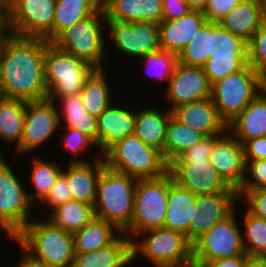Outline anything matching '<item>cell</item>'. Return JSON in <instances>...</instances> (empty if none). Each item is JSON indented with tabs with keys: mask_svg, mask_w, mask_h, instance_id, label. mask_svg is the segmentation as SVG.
<instances>
[{
	"mask_svg": "<svg viewBox=\"0 0 266 267\" xmlns=\"http://www.w3.org/2000/svg\"><path fill=\"white\" fill-rule=\"evenodd\" d=\"M46 40L9 33L0 48V84L3 96L25 101L48 98L44 79Z\"/></svg>",
	"mask_w": 266,
	"mask_h": 267,
	"instance_id": "6da1fadb",
	"label": "cell"
},
{
	"mask_svg": "<svg viewBox=\"0 0 266 267\" xmlns=\"http://www.w3.org/2000/svg\"><path fill=\"white\" fill-rule=\"evenodd\" d=\"M137 181L135 177L105 167L97 183L94 216L124 233L133 218Z\"/></svg>",
	"mask_w": 266,
	"mask_h": 267,
	"instance_id": "7a4b0ae2",
	"label": "cell"
},
{
	"mask_svg": "<svg viewBox=\"0 0 266 267\" xmlns=\"http://www.w3.org/2000/svg\"><path fill=\"white\" fill-rule=\"evenodd\" d=\"M102 158L108 169L137 179L158 178L169 172L162 152L144 144L135 134L113 143Z\"/></svg>",
	"mask_w": 266,
	"mask_h": 267,
	"instance_id": "3957f363",
	"label": "cell"
},
{
	"mask_svg": "<svg viewBox=\"0 0 266 267\" xmlns=\"http://www.w3.org/2000/svg\"><path fill=\"white\" fill-rule=\"evenodd\" d=\"M15 239L34 257L56 267H73V234L62 230L48 218L34 217Z\"/></svg>",
	"mask_w": 266,
	"mask_h": 267,
	"instance_id": "277c9868",
	"label": "cell"
},
{
	"mask_svg": "<svg viewBox=\"0 0 266 267\" xmlns=\"http://www.w3.org/2000/svg\"><path fill=\"white\" fill-rule=\"evenodd\" d=\"M173 180L170 172L158 178L138 179L133 218L130 227L124 232L131 241L144 231L164 227L169 184Z\"/></svg>",
	"mask_w": 266,
	"mask_h": 267,
	"instance_id": "5b68a950",
	"label": "cell"
},
{
	"mask_svg": "<svg viewBox=\"0 0 266 267\" xmlns=\"http://www.w3.org/2000/svg\"><path fill=\"white\" fill-rule=\"evenodd\" d=\"M103 21V22H102ZM107 19L102 7L91 16L73 24L52 43L60 50L85 60L96 69L104 68Z\"/></svg>",
	"mask_w": 266,
	"mask_h": 267,
	"instance_id": "8992f818",
	"label": "cell"
},
{
	"mask_svg": "<svg viewBox=\"0 0 266 267\" xmlns=\"http://www.w3.org/2000/svg\"><path fill=\"white\" fill-rule=\"evenodd\" d=\"M85 60L57 48L46 41L44 79L48 97H66L79 94L86 79L95 70Z\"/></svg>",
	"mask_w": 266,
	"mask_h": 267,
	"instance_id": "52a82bcc",
	"label": "cell"
},
{
	"mask_svg": "<svg viewBox=\"0 0 266 267\" xmlns=\"http://www.w3.org/2000/svg\"><path fill=\"white\" fill-rule=\"evenodd\" d=\"M136 239L132 241L133 262L141 255L154 267H177L192 259V243L178 231L150 229Z\"/></svg>",
	"mask_w": 266,
	"mask_h": 267,
	"instance_id": "ba28073f",
	"label": "cell"
},
{
	"mask_svg": "<svg viewBox=\"0 0 266 267\" xmlns=\"http://www.w3.org/2000/svg\"><path fill=\"white\" fill-rule=\"evenodd\" d=\"M4 158L3 155L0 158V229L11 240L34 218V204L22 183V175L18 177Z\"/></svg>",
	"mask_w": 266,
	"mask_h": 267,
	"instance_id": "9c48e42d",
	"label": "cell"
},
{
	"mask_svg": "<svg viewBox=\"0 0 266 267\" xmlns=\"http://www.w3.org/2000/svg\"><path fill=\"white\" fill-rule=\"evenodd\" d=\"M263 76L247 64L211 86V99L227 125L261 93Z\"/></svg>",
	"mask_w": 266,
	"mask_h": 267,
	"instance_id": "30bf717a",
	"label": "cell"
},
{
	"mask_svg": "<svg viewBox=\"0 0 266 267\" xmlns=\"http://www.w3.org/2000/svg\"><path fill=\"white\" fill-rule=\"evenodd\" d=\"M236 209L192 243V259L208 264L216 259L246 254Z\"/></svg>",
	"mask_w": 266,
	"mask_h": 267,
	"instance_id": "8fae6325",
	"label": "cell"
},
{
	"mask_svg": "<svg viewBox=\"0 0 266 267\" xmlns=\"http://www.w3.org/2000/svg\"><path fill=\"white\" fill-rule=\"evenodd\" d=\"M56 0H10L9 33L53 42Z\"/></svg>",
	"mask_w": 266,
	"mask_h": 267,
	"instance_id": "7c38bea8",
	"label": "cell"
},
{
	"mask_svg": "<svg viewBox=\"0 0 266 267\" xmlns=\"http://www.w3.org/2000/svg\"><path fill=\"white\" fill-rule=\"evenodd\" d=\"M110 45L117 54L122 53L133 59L141 58L160 49L159 25L154 22L107 21ZM110 33V34H109Z\"/></svg>",
	"mask_w": 266,
	"mask_h": 267,
	"instance_id": "4fadbf2b",
	"label": "cell"
},
{
	"mask_svg": "<svg viewBox=\"0 0 266 267\" xmlns=\"http://www.w3.org/2000/svg\"><path fill=\"white\" fill-rule=\"evenodd\" d=\"M61 126L58 110L54 101L47 99L27 101L23 134L20 145L14 149L25 155L42 147L50 141ZM25 153V154H24Z\"/></svg>",
	"mask_w": 266,
	"mask_h": 267,
	"instance_id": "5bb4252c",
	"label": "cell"
},
{
	"mask_svg": "<svg viewBox=\"0 0 266 267\" xmlns=\"http://www.w3.org/2000/svg\"><path fill=\"white\" fill-rule=\"evenodd\" d=\"M247 64V42L217 22V49L203 66L210 84L242 70Z\"/></svg>",
	"mask_w": 266,
	"mask_h": 267,
	"instance_id": "9a60e30c",
	"label": "cell"
},
{
	"mask_svg": "<svg viewBox=\"0 0 266 267\" xmlns=\"http://www.w3.org/2000/svg\"><path fill=\"white\" fill-rule=\"evenodd\" d=\"M169 172L174 181L195 195L222 193L231 188L209 160H174Z\"/></svg>",
	"mask_w": 266,
	"mask_h": 267,
	"instance_id": "2e32d148",
	"label": "cell"
},
{
	"mask_svg": "<svg viewBox=\"0 0 266 267\" xmlns=\"http://www.w3.org/2000/svg\"><path fill=\"white\" fill-rule=\"evenodd\" d=\"M211 86L203 67L178 62L164 92L171 106L168 109L172 111L177 106L211 98Z\"/></svg>",
	"mask_w": 266,
	"mask_h": 267,
	"instance_id": "e0dca14e",
	"label": "cell"
},
{
	"mask_svg": "<svg viewBox=\"0 0 266 267\" xmlns=\"http://www.w3.org/2000/svg\"><path fill=\"white\" fill-rule=\"evenodd\" d=\"M239 201L238 192L232 187L222 193L197 195L190 224V242L230 215Z\"/></svg>",
	"mask_w": 266,
	"mask_h": 267,
	"instance_id": "ac0fdd59",
	"label": "cell"
},
{
	"mask_svg": "<svg viewBox=\"0 0 266 267\" xmlns=\"http://www.w3.org/2000/svg\"><path fill=\"white\" fill-rule=\"evenodd\" d=\"M209 161L230 187L240 188L246 168L244 148L229 131L215 141Z\"/></svg>",
	"mask_w": 266,
	"mask_h": 267,
	"instance_id": "d6986e66",
	"label": "cell"
},
{
	"mask_svg": "<svg viewBox=\"0 0 266 267\" xmlns=\"http://www.w3.org/2000/svg\"><path fill=\"white\" fill-rule=\"evenodd\" d=\"M114 104L97 117V151L99 148L101 154L113 143L135 131L136 110L120 105V102Z\"/></svg>",
	"mask_w": 266,
	"mask_h": 267,
	"instance_id": "ffe728a7",
	"label": "cell"
},
{
	"mask_svg": "<svg viewBox=\"0 0 266 267\" xmlns=\"http://www.w3.org/2000/svg\"><path fill=\"white\" fill-rule=\"evenodd\" d=\"M172 116L206 136L224 135L228 131L227 123L220 117L211 98L177 106L172 110Z\"/></svg>",
	"mask_w": 266,
	"mask_h": 267,
	"instance_id": "44dd1931",
	"label": "cell"
},
{
	"mask_svg": "<svg viewBox=\"0 0 266 267\" xmlns=\"http://www.w3.org/2000/svg\"><path fill=\"white\" fill-rule=\"evenodd\" d=\"M88 162H68L62 174L67 178L73 199L94 206L97 183L105 164L100 152Z\"/></svg>",
	"mask_w": 266,
	"mask_h": 267,
	"instance_id": "7402d4cb",
	"label": "cell"
},
{
	"mask_svg": "<svg viewBox=\"0 0 266 267\" xmlns=\"http://www.w3.org/2000/svg\"><path fill=\"white\" fill-rule=\"evenodd\" d=\"M206 21L203 12L196 10L180 18L162 20L158 24L160 49L179 55Z\"/></svg>",
	"mask_w": 266,
	"mask_h": 267,
	"instance_id": "603a6c76",
	"label": "cell"
},
{
	"mask_svg": "<svg viewBox=\"0 0 266 267\" xmlns=\"http://www.w3.org/2000/svg\"><path fill=\"white\" fill-rule=\"evenodd\" d=\"M101 7L107 21H162V0H102Z\"/></svg>",
	"mask_w": 266,
	"mask_h": 267,
	"instance_id": "cb8c5ba5",
	"label": "cell"
},
{
	"mask_svg": "<svg viewBox=\"0 0 266 267\" xmlns=\"http://www.w3.org/2000/svg\"><path fill=\"white\" fill-rule=\"evenodd\" d=\"M264 20L263 0H242L219 21V24L248 43Z\"/></svg>",
	"mask_w": 266,
	"mask_h": 267,
	"instance_id": "d4e9b609",
	"label": "cell"
},
{
	"mask_svg": "<svg viewBox=\"0 0 266 267\" xmlns=\"http://www.w3.org/2000/svg\"><path fill=\"white\" fill-rule=\"evenodd\" d=\"M132 241L122 233L112 244L89 253H75L73 267H129Z\"/></svg>",
	"mask_w": 266,
	"mask_h": 267,
	"instance_id": "484cf974",
	"label": "cell"
},
{
	"mask_svg": "<svg viewBox=\"0 0 266 267\" xmlns=\"http://www.w3.org/2000/svg\"><path fill=\"white\" fill-rule=\"evenodd\" d=\"M197 195L180 186L176 181L169 184L168 207L164 228L184 234L190 241V224Z\"/></svg>",
	"mask_w": 266,
	"mask_h": 267,
	"instance_id": "4316f807",
	"label": "cell"
},
{
	"mask_svg": "<svg viewBox=\"0 0 266 267\" xmlns=\"http://www.w3.org/2000/svg\"><path fill=\"white\" fill-rule=\"evenodd\" d=\"M48 99L56 104L60 124L64 122L60 128L66 127L78 130L89 136L97 144V118L86 111L80 94L66 97H48Z\"/></svg>",
	"mask_w": 266,
	"mask_h": 267,
	"instance_id": "83f0119b",
	"label": "cell"
},
{
	"mask_svg": "<svg viewBox=\"0 0 266 267\" xmlns=\"http://www.w3.org/2000/svg\"><path fill=\"white\" fill-rule=\"evenodd\" d=\"M136 110L134 134L146 145L156 148L164 157L166 128L172 111H162L154 107L139 108Z\"/></svg>",
	"mask_w": 266,
	"mask_h": 267,
	"instance_id": "f1b7e54d",
	"label": "cell"
},
{
	"mask_svg": "<svg viewBox=\"0 0 266 267\" xmlns=\"http://www.w3.org/2000/svg\"><path fill=\"white\" fill-rule=\"evenodd\" d=\"M228 131L242 144L266 136V98L262 93L228 124Z\"/></svg>",
	"mask_w": 266,
	"mask_h": 267,
	"instance_id": "f546056e",
	"label": "cell"
},
{
	"mask_svg": "<svg viewBox=\"0 0 266 267\" xmlns=\"http://www.w3.org/2000/svg\"><path fill=\"white\" fill-rule=\"evenodd\" d=\"M113 224L94 218L82 229L73 233L75 253H89L112 244L120 235Z\"/></svg>",
	"mask_w": 266,
	"mask_h": 267,
	"instance_id": "4dcf8cb0",
	"label": "cell"
},
{
	"mask_svg": "<svg viewBox=\"0 0 266 267\" xmlns=\"http://www.w3.org/2000/svg\"><path fill=\"white\" fill-rule=\"evenodd\" d=\"M217 49V22L206 21L178 55V62L203 67Z\"/></svg>",
	"mask_w": 266,
	"mask_h": 267,
	"instance_id": "1f68e13d",
	"label": "cell"
},
{
	"mask_svg": "<svg viewBox=\"0 0 266 267\" xmlns=\"http://www.w3.org/2000/svg\"><path fill=\"white\" fill-rule=\"evenodd\" d=\"M105 69L107 68L95 69L86 79L84 88L79 93L84 108L95 118L114 103L112 88L109 86L110 79L107 78Z\"/></svg>",
	"mask_w": 266,
	"mask_h": 267,
	"instance_id": "d6a6232c",
	"label": "cell"
},
{
	"mask_svg": "<svg viewBox=\"0 0 266 267\" xmlns=\"http://www.w3.org/2000/svg\"><path fill=\"white\" fill-rule=\"evenodd\" d=\"M27 101L3 97L0 99V139L8 144L21 142ZM1 142V141H0Z\"/></svg>",
	"mask_w": 266,
	"mask_h": 267,
	"instance_id": "836d02e7",
	"label": "cell"
},
{
	"mask_svg": "<svg viewBox=\"0 0 266 267\" xmlns=\"http://www.w3.org/2000/svg\"><path fill=\"white\" fill-rule=\"evenodd\" d=\"M102 0H56L53 41L73 24L91 16L101 8Z\"/></svg>",
	"mask_w": 266,
	"mask_h": 267,
	"instance_id": "e575fe53",
	"label": "cell"
},
{
	"mask_svg": "<svg viewBox=\"0 0 266 267\" xmlns=\"http://www.w3.org/2000/svg\"><path fill=\"white\" fill-rule=\"evenodd\" d=\"M204 137L206 135L202 132L180 123L171 116L167 124L164 144V158L166 162L170 164L187 149L199 143Z\"/></svg>",
	"mask_w": 266,
	"mask_h": 267,
	"instance_id": "d590c367",
	"label": "cell"
},
{
	"mask_svg": "<svg viewBox=\"0 0 266 267\" xmlns=\"http://www.w3.org/2000/svg\"><path fill=\"white\" fill-rule=\"evenodd\" d=\"M49 214L48 219L53 224L73 234L94 218V208L92 205L72 199Z\"/></svg>",
	"mask_w": 266,
	"mask_h": 267,
	"instance_id": "8d00e7d4",
	"label": "cell"
},
{
	"mask_svg": "<svg viewBox=\"0 0 266 267\" xmlns=\"http://www.w3.org/2000/svg\"><path fill=\"white\" fill-rule=\"evenodd\" d=\"M30 172L29 184L33 190L28 191L30 201L35 205L40 203L49 193L58 176L62 173L63 167L55 161H45L41 157H33ZM37 202V204H35Z\"/></svg>",
	"mask_w": 266,
	"mask_h": 267,
	"instance_id": "74e56055",
	"label": "cell"
},
{
	"mask_svg": "<svg viewBox=\"0 0 266 267\" xmlns=\"http://www.w3.org/2000/svg\"><path fill=\"white\" fill-rule=\"evenodd\" d=\"M243 215V247L251 257H266V220L260 218L248 209Z\"/></svg>",
	"mask_w": 266,
	"mask_h": 267,
	"instance_id": "f35d334b",
	"label": "cell"
},
{
	"mask_svg": "<svg viewBox=\"0 0 266 267\" xmlns=\"http://www.w3.org/2000/svg\"><path fill=\"white\" fill-rule=\"evenodd\" d=\"M145 63L143 71H146V75L154 77L158 81H167V85L171 79V75L174 73L175 67L178 63V55L159 49L152 53L145 54L142 58ZM150 72V73H149ZM160 79V80H159Z\"/></svg>",
	"mask_w": 266,
	"mask_h": 267,
	"instance_id": "ab89813d",
	"label": "cell"
},
{
	"mask_svg": "<svg viewBox=\"0 0 266 267\" xmlns=\"http://www.w3.org/2000/svg\"><path fill=\"white\" fill-rule=\"evenodd\" d=\"M248 64L262 76L266 75V19L247 43Z\"/></svg>",
	"mask_w": 266,
	"mask_h": 267,
	"instance_id": "60d3db41",
	"label": "cell"
},
{
	"mask_svg": "<svg viewBox=\"0 0 266 267\" xmlns=\"http://www.w3.org/2000/svg\"><path fill=\"white\" fill-rule=\"evenodd\" d=\"M65 130L67 131L65 133V135H63L64 138H62L61 142V146L63 149H66V152L70 151L71 152V156L73 155V158H69L68 162H88L90 160H86L85 159H81V156H84L83 154L85 153V151H88L90 147L91 150L93 149V147H96L95 149H97V144L87 135L79 132L78 130H74L71 128H66ZM84 151V152H83ZM80 157V158H79Z\"/></svg>",
	"mask_w": 266,
	"mask_h": 267,
	"instance_id": "b9f144b4",
	"label": "cell"
},
{
	"mask_svg": "<svg viewBox=\"0 0 266 267\" xmlns=\"http://www.w3.org/2000/svg\"><path fill=\"white\" fill-rule=\"evenodd\" d=\"M245 162V177L237 190L240 201L248 191L266 187V159L245 160Z\"/></svg>",
	"mask_w": 266,
	"mask_h": 267,
	"instance_id": "7bdbcfd3",
	"label": "cell"
},
{
	"mask_svg": "<svg viewBox=\"0 0 266 267\" xmlns=\"http://www.w3.org/2000/svg\"><path fill=\"white\" fill-rule=\"evenodd\" d=\"M72 199L73 196L71 190L69 189L67 178L61 173L56 179L54 185L51 187L49 193L40 202L39 206L41 207L42 205L44 208L47 206V209L49 210L50 208L52 211Z\"/></svg>",
	"mask_w": 266,
	"mask_h": 267,
	"instance_id": "ee69618b",
	"label": "cell"
},
{
	"mask_svg": "<svg viewBox=\"0 0 266 267\" xmlns=\"http://www.w3.org/2000/svg\"><path fill=\"white\" fill-rule=\"evenodd\" d=\"M222 135L204 137L199 143L187 149L175 160H209L215 141Z\"/></svg>",
	"mask_w": 266,
	"mask_h": 267,
	"instance_id": "f6af8a7d",
	"label": "cell"
},
{
	"mask_svg": "<svg viewBox=\"0 0 266 267\" xmlns=\"http://www.w3.org/2000/svg\"><path fill=\"white\" fill-rule=\"evenodd\" d=\"M242 198V204L247 203L245 209L266 220V187L250 190Z\"/></svg>",
	"mask_w": 266,
	"mask_h": 267,
	"instance_id": "bcb514c9",
	"label": "cell"
},
{
	"mask_svg": "<svg viewBox=\"0 0 266 267\" xmlns=\"http://www.w3.org/2000/svg\"><path fill=\"white\" fill-rule=\"evenodd\" d=\"M242 0H208L203 11L207 21L219 22L229 11Z\"/></svg>",
	"mask_w": 266,
	"mask_h": 267,
	"instance_id": "7dc6e473",
	"label": "cell"
},
{
	"mask_svg": "<svg viewBox=\"0 0 266 267\" xmlns=\"http://www.w3.org/2000/svg\"><path fill=\"white\" fill-rule=\"evenodd\" d=\"M191 11L185 0H162V20L180 18Z\"/></svg>",
	"mask_w": 266,
	"mask_h": 267,
	"instance_id": "c3c4849f",
	"label": "cell"
},
{
	"mask_svg": "<svg viewBox=\"0 0 266 267\" xmlns=\"http://www.w3.org/2000/svg\"><path fill=\"white\" fill-rule=\"evenodd\" d=\"M243 148L245 160L266 159V136L245 141Z\"/></svg>",
	"mask_w": 266,
	"mask_h": 267,
	"instance_id": "681fc988",
	"label": "cell"
},
{
	"mask_svg": "<svg viewBox=\"0 0 266 267\" xmlns=\"http://www.w3.org/2000/svg\"><path fill=\"white\" fill-rule=\"evenodd\" d=\"M13 240L18 246H20L18 248L21 250L18 251H20L22 254L17 265H14L15 267H56L34 257L15 238H12V241Z\"/></svg>",
	"mask_w": 266,
	"mask_h": 267,
	"instance_id": "f907efd6",
	"label": "cell"
},
{
	"mask_svg": "<svg viewBox=\"0 0 266 267\" xmlns=\"http://www.w3.org/2000/svg\"><path fill=\"white\" fill-rule=\"evenodd\" d=\"M248 258L247 254L239 256L216 259L207 264L208 267H244Z\"/></svg>",
	"mask_w": 266,
	"mask_h": 267,
	"instance_id": "816d5d0a",
	"label": "cell"
},
{
	"mask_svg": "<svg viewBox=\"0 0 266 267\" xmlns=\"http://www.w3.org/2000/svg\"><path fill=\"white\" fill-rule=\"evenodd\" d=\"M244 267H266V257L248 256Z\"/></svg>",
	"mask_w": 266,
	"mask_h": 267,
	"instance_id": "f5cc1de1",
	"label": "cell"
},
{
	"mask_svg": "<svg viewBox=\"0 0 266 267\" xmlns=\"http://www.w3.org/2000/svg\"><path fill=\"white\" fill-rule=\"evenodd\" d=\"M7 19L8 15H0V48L3 40L9 34Z\"/></svg>",
	"mask_w": 266,
	"mask_h": 267,
	"instance_id": "db71d44e",
	"label": "cell"
},
{
	"mask_svg": "<svg viewBox=\"0 0 266 267\" xmlns=\"http://www.w3.org/2000/svg\"><path fill=\"white\" fill-rule=\"evenodd\" d=\"M186 2L192 10L203 12L207 6L208 0H186Z\"/></svg>",
	"mask_w": 266,
	"mask_h": 267,
	"instance_id": "11a10c76",
	"label": "cell"
},
{
	"mask_svg": "<svg viewBox=\"0 0 266 267\" xmlns=\"http://www.w3.org/2000/svg\"><path fill=\"white\" fill-rule=\"evenodd\" d=\"M10 0H0V15H9Z\"/></svg>",
	"mask_w": 266,
	"mask_h": 267,
	"instance_id": "9f6ffc18",
	"label": "cell"
},
{
	"mask_svg": "<svg viewBox=\"0 0 266 267\" xmlns=\"http://www.w3.org/2000/svg\"><path fill=\"white\" fill-rule=\"evenodd\" d=\"M177 267H208L207 264L200 263L194 259H191L190 261H187Z\"/></svg>",
	"mask_w": 266,
	"mask_h": 267,
	"instance_id": "6f0895ef",
	"label": "cell"
},
{
	"mask_svg": "<svg viewBox=\"0 0 266 267\" xmlns=\"http://www.w3.org/2000/svg\"><path fill=\"white\" fill-rule=\"evenodd\" d=\"M261 93L266 98V75H264L262 80H261Z\"/></svg>",
	"mask_w": 266,
	"mask_h": 267,
	"instance_id": "680465c9",
	"label": "cell"
},
{
	"mask_svg": "<svg viewBox=\"0 0 266 267\" xmlns=\"http://www.w3.org/2000/svg\"><path fill=\"white\" fill-rule=\"evenodd\" d=\"M264 1V12H265V19H266V0H263Z\"/></svg>",
	"mask_w": 266,
	"mask_h": 267,
	"instance_id": "91938a15",
	"label": "cell"
},
{
	"mask_svg": "<svg viewBox=\"0 0 266 267\" xmlns=\"http://www.w3.org/2000/svg\"><path fill=\"white\" fill-rule=\"evenodd\" d=\"M4 96H3V93H2V89H1V84H0V99H2Z\"/></svg>",
	"mask_w": 266,
	"mask_h": 267,
	"instance_id": "94428289",
	"label": "cell"
}]
</instances>
